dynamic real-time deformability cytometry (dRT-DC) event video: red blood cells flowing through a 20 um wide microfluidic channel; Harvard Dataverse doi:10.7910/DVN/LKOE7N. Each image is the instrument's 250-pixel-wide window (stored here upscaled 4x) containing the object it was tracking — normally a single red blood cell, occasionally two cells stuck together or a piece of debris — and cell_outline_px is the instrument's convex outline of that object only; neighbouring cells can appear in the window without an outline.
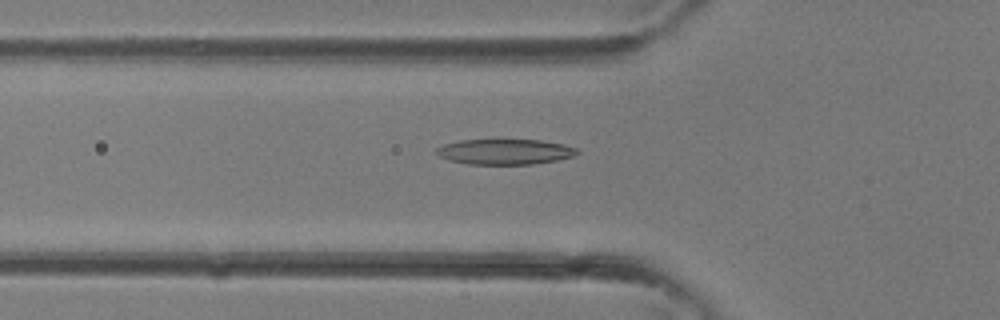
{"species": "common noctule bat (a hibernating species)", "species_latin": "Nyctalus noctula", "temperature_condition": "room temperature", "stored_images_in_passage": 37, "camera_frame_rate_fps": 3000, "um_per_image_px": 0.085, "animal": {"sex": "female"}, "frame": {"image": 1, "passage_image": 13, "time_ms": 4.0, "image_size_px": [1000, 320], "cell_outline_px": [[580, 152], [576, 156], [556, 160], [532, 164], [468, 164], [448, 160], [440, 156], [436, 152], [436, 148], [444, 144], [460, 140], [492, 136], [496, 136], [540, 140], [564, 144], [576, 148]], "centroid_in_image_um": [42.9, 12.84], "position_along_channel_um": 82.9, "area_um2": 22.02}}
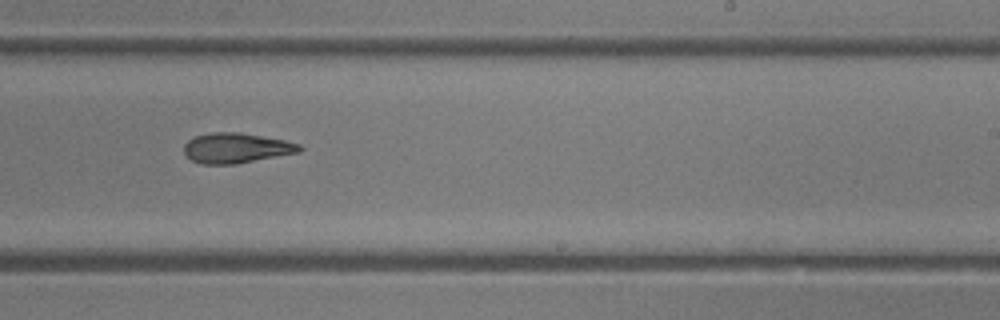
{"frame": {"image": 2, "passage_image": 23, "time_ms": 7.333, "image_size_px": [1000, 320], "cell_outline_px": [[304, 148], [300, 152], [236, 164], [200, 164], [184, 156], [184, 144], [188, 140], [196, 136], [208, 132], [240, 132], [284, 140], [300, 144]], "centroid_in_image_um": [20.06, 12.58], "position_along_channel_um": 268.9, "area_um2": 20.46}}
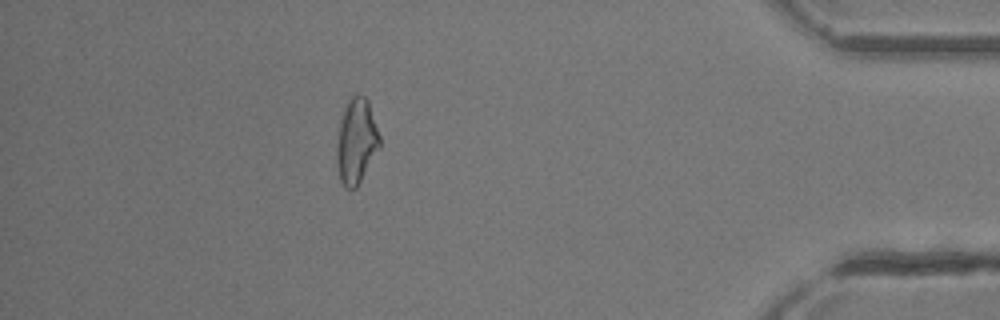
{"frame": {"image": 3, "passage_image": 33, "time_ms": 10.667, "image_size_px": [1000, 320], "cell_outline_px": [[380, 148], [356, 188], [344, 188], [340, 180], [336, 164], [336, 148], [340, 120], [344, 108], [348, 100], [352, 96], [364, 96], [368, 100], [380, 136]], "centroid_in_image_um": [30.28, 12.03], "position_along_channel_um": 404.9, "area_um2": 21.33}}